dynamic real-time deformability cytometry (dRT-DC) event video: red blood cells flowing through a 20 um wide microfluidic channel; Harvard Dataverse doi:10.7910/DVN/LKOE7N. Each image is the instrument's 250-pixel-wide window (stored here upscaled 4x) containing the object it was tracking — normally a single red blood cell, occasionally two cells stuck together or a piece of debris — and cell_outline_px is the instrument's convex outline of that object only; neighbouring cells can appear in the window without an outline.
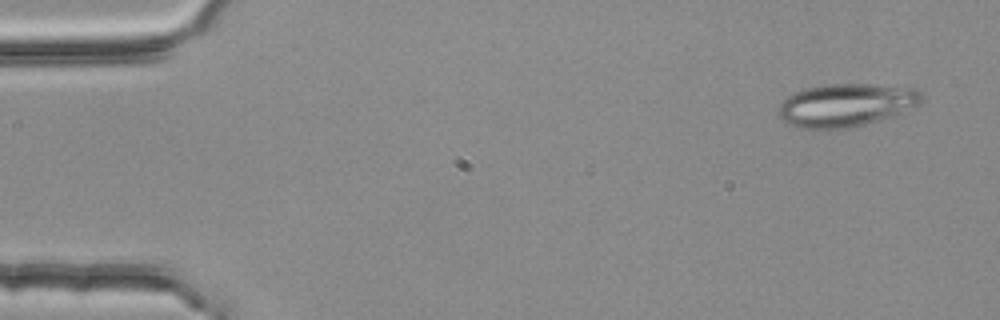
{"species": "common noctule bat (a hibernating species)", "species_latin": "Nyctalus noctula", "temperature_condition": "room temperature", "stored_images_in_passage": 3, "camera_frame_rate_fps": 3000, "um_per_image_px": 0.085, "animal": {"sex": "female", "body_mass_g": 25.1}, "frame": {"image": 1, "passage_image": 1, "time_ms": 0.0, "image_size_px": [1000, 320], "cell_outline_px": [[924, 100], [920, 104], [900, 112], [864, 124], [848, 128], [800, 128], [788, 124], [780, 120], [776, 116], [780, 104], [792, 92], [804, 88], [828, 84], [868, 84], [916, 88], [924, 96]], "centroid_in_image_um": [71.86, 8.92], "position_along_channel_um": 13.1, "area_um2": 35.78}}